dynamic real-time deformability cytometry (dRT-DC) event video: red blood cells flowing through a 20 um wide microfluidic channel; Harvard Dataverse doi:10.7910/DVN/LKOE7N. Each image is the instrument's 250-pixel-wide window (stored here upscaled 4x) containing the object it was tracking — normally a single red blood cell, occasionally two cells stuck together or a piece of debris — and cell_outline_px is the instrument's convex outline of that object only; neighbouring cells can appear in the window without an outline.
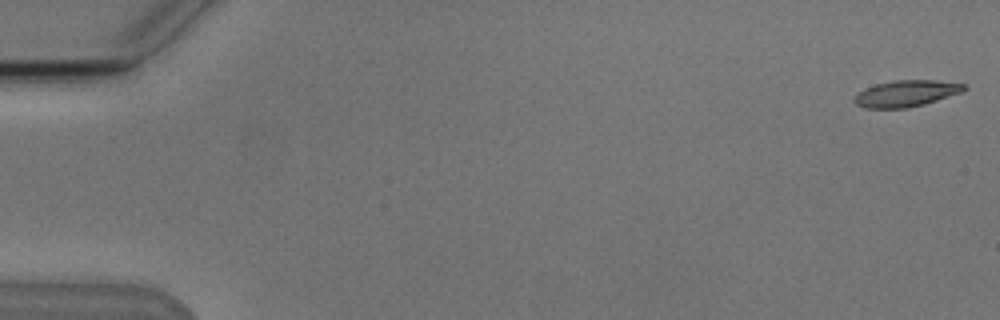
{"species": "Egyptian fruit bat (a non-hibernating species)", "species_latin": "Rousettus aegyptiacus", "temperature_condition": "cold", "stored_images_in_passage": 5, "camera_frame_rate_fps": 3000, "um_per_image_px": 0.085, "animal": {"sex": "male"}, "frame": {"image": 1, "passage_image": 1, "time_ms": 0.0, "image_size_px": [1000, 320], "cell_outline_px": [[968, 88], [964, 92], [924, 104], [904, 108], [864, 108], [856, 104], [852, 100], [864, 88], [876, 84], [892, 80], [936, 80], [964, 84]], "centroid_in_image_um": [77.04, 7.94], "position_along_channel_um": 8.0, "area_um2": 16.94}}
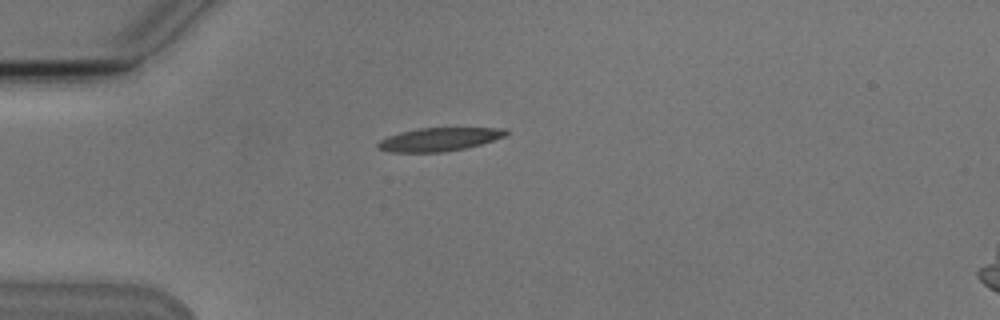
{"frame": {"image": 2, "passage_image": 5, "time_ms": 4.667, "image_size_px": [1000, 320], "cell_outline_px": [[508, 136], [480, 144], [464, 148], [444, 152], [388, 152], [376, 148], [376, 144], [380, 140], [388, 136], [400, 132], [420, 128], [508, 128]], "centroid_in_image_um": [37.33, 11.84], "position_along_channel_um": 47.7, "area_um2": 17.51}}